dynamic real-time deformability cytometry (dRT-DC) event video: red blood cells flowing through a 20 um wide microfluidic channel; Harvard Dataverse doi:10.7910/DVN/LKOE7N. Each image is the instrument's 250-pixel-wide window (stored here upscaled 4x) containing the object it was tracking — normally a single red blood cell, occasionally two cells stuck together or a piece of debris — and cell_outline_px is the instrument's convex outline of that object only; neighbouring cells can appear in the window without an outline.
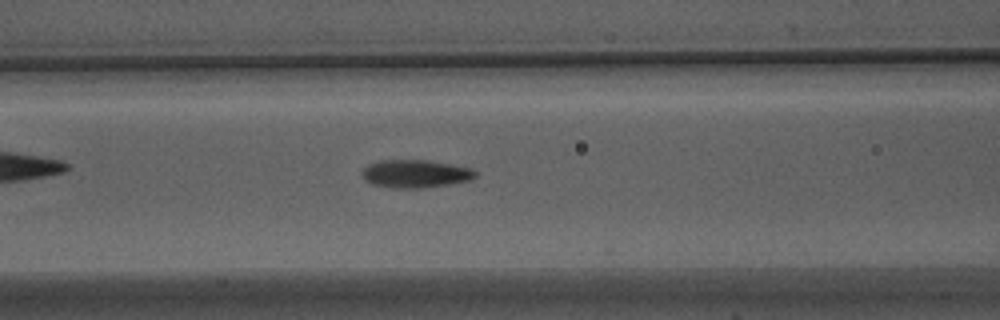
{"species": "Egyptian fruit bat (a non-hibernating species)", "species_latin": "Rousettus aegyptiacus", "temperature_condition": "warm", "stored_images_in_passage": 38, "camera_frame_rate_fps": 3000, "um_per_image_px": 0.085, "animal": {"sex": "male"}, "frame": {"image": 1, "passage_image": 6, "time_ms": 1.667, "image_size_px": [1000, 320], "cell_outline_px": [[476, 176], [472, 180], [448, 184], [420, 188], [392, 188], [372, 184], [364, 180], [364, 168], [368, 164], [380, 160], [428, 160], [472, 168], [476, 172]], "centroid_in_image_um": [35.32, 14.77], "position_along_channel_um": 131.3, "area_um2": 18.38}}
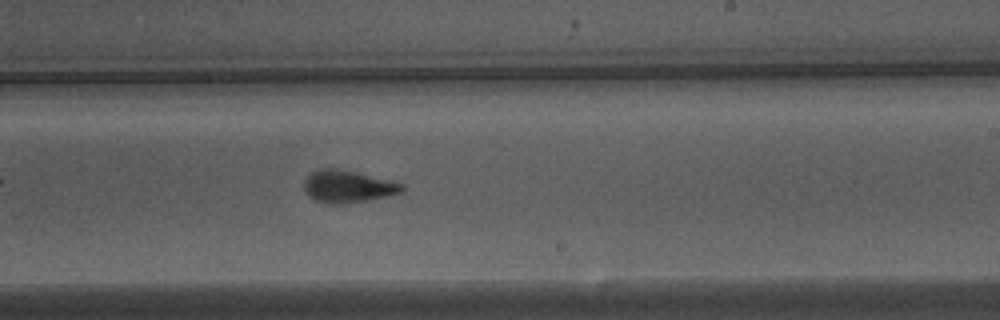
{"frame": {"image": 2, "passage_image": 16, "time_ms": 5.0, "image_size_px": [1000, 320], "cell_outline_px": [[404, 192], [364, 200], [336, 204], [328, 204], [316, 200], [304, 188], [304, 180], [312, 172], [320, 168], [328, 168], [352, 172], [388, 180], [404, 184]], "centroid_in_image_um": [29.56, 15.85], "position_along_channel_um": 259.4, "area_um2": 17.63}}
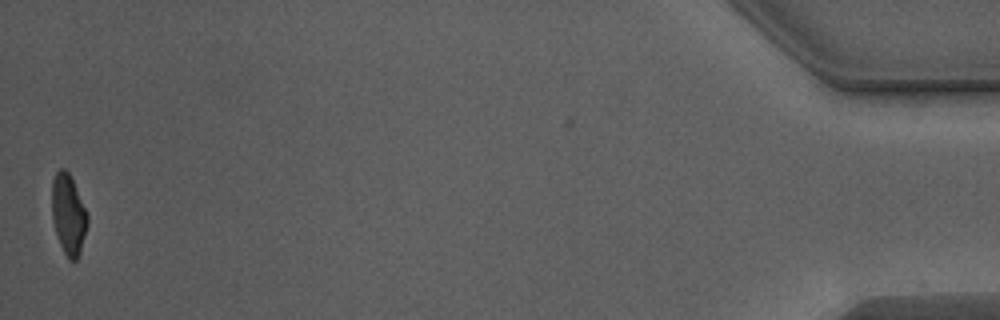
{"frame": {"image": 3, "passage_image": 37, "time_ms": 12.0, "image_size_px": [1000, 320], "cell_outline_px": [[88, 224], [80, 252], [76, 260], [68, 260], [60, 244], [56, 232], [52, 216], [52, 180], [56, 172], [60, 168], [64, 168], [68, 172], [72, 180], [88, 216]], "centroid_in_image_um": [5.81, 18.23], "position_along_channel_um": 429.4, "area_um2": 16.36}, "authors_computed_cell_mechanics": {"area_um2": 17.7446, "velocity_mm_per_s": 3.8491, "shape_relaxation_time_tau1_ms": 4.2024, "shape_relaxation_time_tau2_ms": 1.334, "deformation_change_tau1": 0.1858, "deformation_change_tau2": 0.085}}